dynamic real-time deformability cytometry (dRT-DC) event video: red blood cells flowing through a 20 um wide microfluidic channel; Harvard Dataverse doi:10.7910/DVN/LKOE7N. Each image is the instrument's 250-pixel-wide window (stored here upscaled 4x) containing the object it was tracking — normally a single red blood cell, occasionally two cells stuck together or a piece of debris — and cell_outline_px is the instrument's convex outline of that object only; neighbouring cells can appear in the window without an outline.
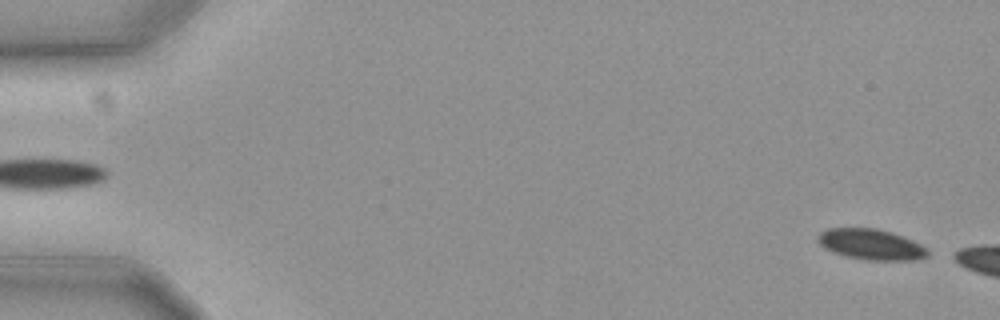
{"species": "common noctule bat (a hibernating species)", "species_latin": "Nyctalus noctula", "temperature_condition": "cold", "stored_images_in_passage": 7, "camera_frame_rate_fps": 3000, "um_per_image_px": 0.085, "animal": {"sex": "female", "body_mass_g": 19.3, "forearm_length_mm": 54.1}, "frame": {"image": 1, "passage_image": 2, "time_ms": 0.333, "image_size_px": [1000, 320], "cell_outline_px": [[928, 256], [912, 260], [868, 260], [848, 256], [824, 248], [816, 240], [816, 236], [820, 232], [828, 228], [876, 228], [892, 232], [912, 240], [920, 244], [928, 252]], "centroid_in_image_um": [74.0, 20.76], "position_along_channel_um": 11.0, "area_um2": 19.42}}